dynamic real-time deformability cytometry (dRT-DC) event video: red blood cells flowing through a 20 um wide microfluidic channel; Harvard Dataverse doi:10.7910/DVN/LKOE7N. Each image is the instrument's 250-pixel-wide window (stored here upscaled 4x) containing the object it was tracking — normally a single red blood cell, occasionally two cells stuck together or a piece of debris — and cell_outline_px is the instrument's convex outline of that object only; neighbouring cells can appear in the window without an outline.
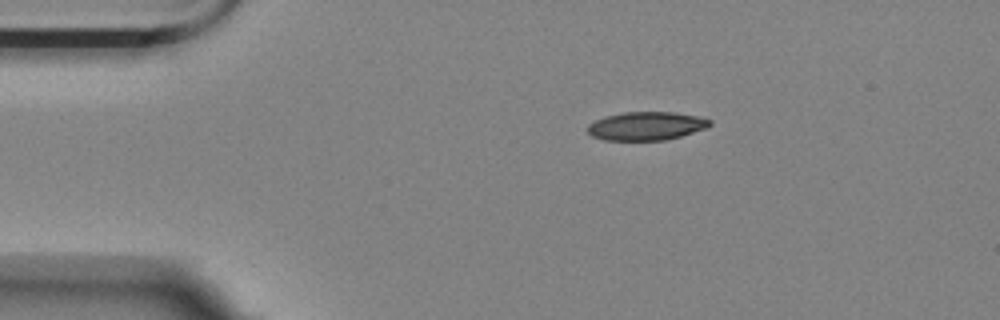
{"species": "Egyptian fruit bat (a non-hibernating species)", "species_latin": "Rousettus aegyptiacus", "temperature_condition": "room temperature", "stored_images_in_passage": 6, "camera_frame_rate_fps": 3000, "um_per_image_px": 0.085, "animal": {"sex": "female"}, "frame": {"image": 1, "passage_image": 1, "time_ms": 0.0, "image_size_px": [1000, 320], "cell_outline_px": [[712, 124], [704, 128], [680, 136], [664, 140], [604, 140], [592, 136], [588, 132], [588, 124], [604, 116], [624, 112], [672, 112], [696, 116], [712, 120]], "centroid_in_image_um": [54.9, 10.7], "position_along_channel_um": 30.1, "area_um2": 20.06}}
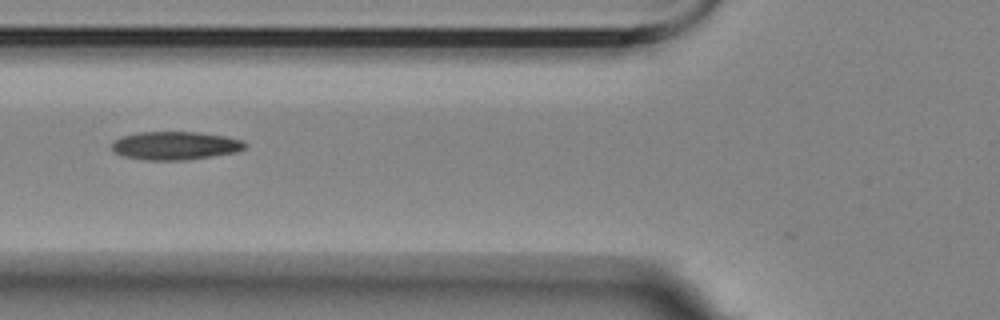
{"frame": {"image": 2, "passage_image": 4, "time_ms": 3.667, "image_size_px": [1000, 320], "cell_outline_px": [[248, 144], [244, 148], [236, 152], [212, 156], [184, 160], [144, 160], [124, 156], [116, 152], [112, 148], [112, 144], [116, 140], [124, 136], [136, 132], [200, 132], [224, 136], [244, 140]], "centroid_in_image_um": [14.93, 12.37], "position_along_channel_um": 110.9, "area_um2": 21.85}}
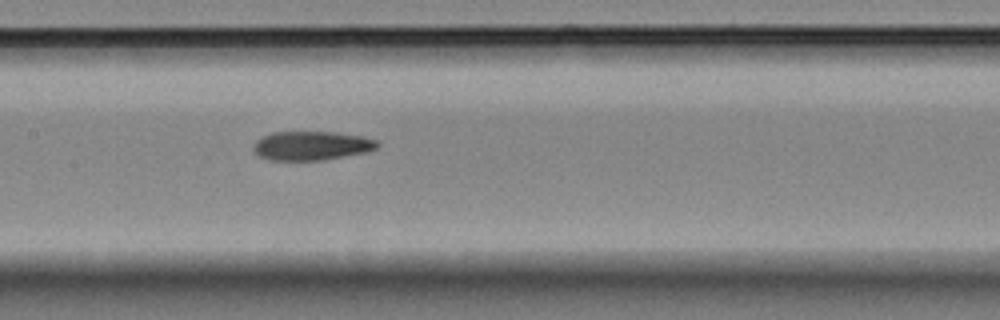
{"frame": {"image": 3, "passage_image": 6, "time_ms": 5.667, "image_size_px": [1000, 320], "cell_outline_px": [[380, 144], [376, 148], [368, 152], [320, 160], [268, 160], [256, 156], [252, 152], [252, 144], [256, 140], [272, 132], [336, 132], [364, 136], [376, 140]], "centroid_in_image_um": [26.44, 12.38], "position_along_channel_um": 181.0, "area_um2": 21.21}}